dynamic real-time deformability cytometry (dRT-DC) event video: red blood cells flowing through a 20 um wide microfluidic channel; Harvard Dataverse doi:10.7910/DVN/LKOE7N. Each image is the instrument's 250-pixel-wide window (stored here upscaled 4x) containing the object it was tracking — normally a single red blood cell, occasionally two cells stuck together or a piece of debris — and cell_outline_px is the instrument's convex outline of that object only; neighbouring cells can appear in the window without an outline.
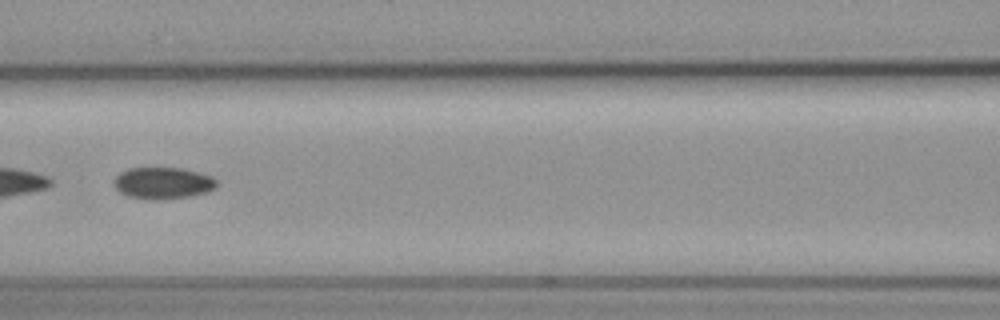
{"species": "common noctule bat (a hibernating species)", "species_latin": "Nyctalus noctula", "temperature_condition": "cold", "stored_images_in_passage": 47, "camera_frame_rate_fps": 3000, "um_per_image_px": 0.085, "animal": {"sex": "female", "body_mass_g": 19.3, "forearm_length_mm": 54.1}, "frame": {"image": 1, "passage_image": 16, "time_ms": 5.0, "image_size_px": [1000, 320], "cell_outline_px": [[216, 188], [208, 192], [188, 196], [164, 200], [156, 200], [128, 196], [120, 192], [112, 184], [112, 180], [120, 172], [128, 168], [180, 168], [212, 176], [216, 180]], "centroid_in_image_um": [13.82, 15.56], "position_along_channel_um": 152.8, "area_um2": 19.02}}
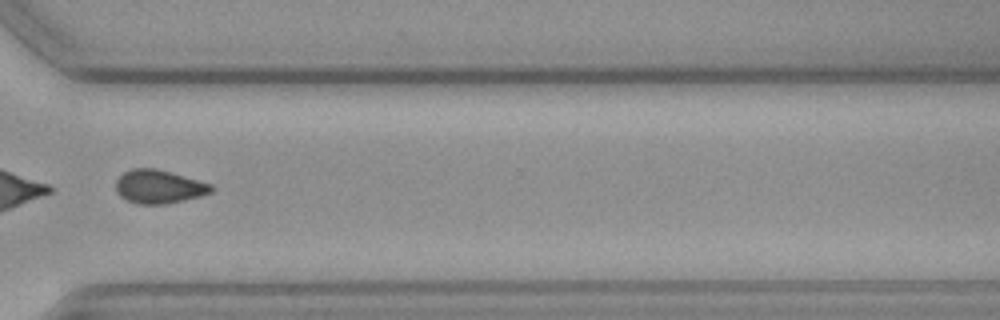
{"frame": {"image": 2, "passage_image": 33, "time_ms": 10.667, "image_size_px": [1000, 320], "cell_outline_px": [[212, 192], [200, 196], [168, 204], [136, 204], [120, 196], [116, 192], [116, 180], [124, 172], [132, 168], [156, 168], [212, 184]], "centroid_in_image_um": [13.49, 15.87], "position_along_channel_um": 357.1, "area_um2": 18.61}}